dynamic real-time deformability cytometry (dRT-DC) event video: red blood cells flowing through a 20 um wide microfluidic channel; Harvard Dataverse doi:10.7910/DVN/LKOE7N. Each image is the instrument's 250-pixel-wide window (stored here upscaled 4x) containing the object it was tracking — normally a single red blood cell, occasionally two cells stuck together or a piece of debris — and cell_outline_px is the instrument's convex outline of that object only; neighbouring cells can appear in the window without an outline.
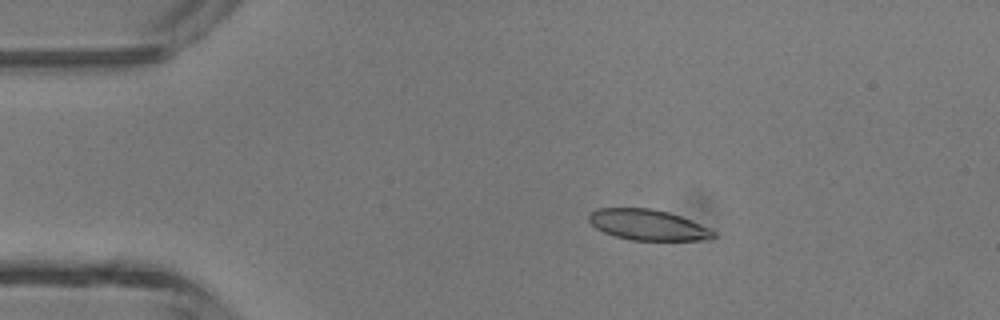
{"species": "common noctule bat (a hibernating species)", "species_latin": "Nyctalus noctula", "temperature_condition": "room temperature", "stored_images_in_passage": 3, "camera_frame_rate_fps": 3000, "um_per_image_px": 0.085, "animal": {"sex": "male", "body_mass_g": 13.3}, "frame": {"image": 1, "passage_image": 2, "time_ms": 0.333, "image_size_px": [1000, 320], "cell_outline_px": [[716, 236], [700, 240], [632, 240], [616, 236], [604, 232], [596, 228], [588, 220], [588, 212], [600, 208], [652, 208], [668, 212], [680, 216], [708, 228], [716, 232]], "centroid_in_image_um": [55.02, 19.1], "position_along_channel_um": 30.0, "area_um2": 22.08}}
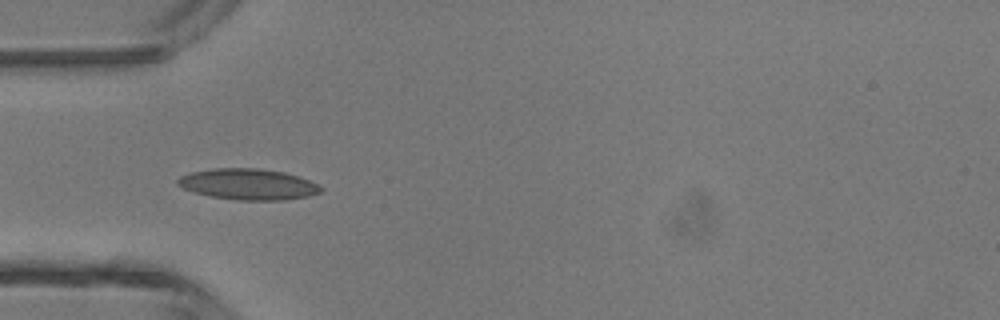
{"frame": {"image": 2, "passage_image": 3, "time_ms": 0.667, "image_size_px": [1000, 320], "cell_outline_px": [[324, 188], [320, 192], [308, 196], [284, 200], [236, 200], [212, 196], [192, 192], [176, 184], [176, 180], [180, 176], [192, 172], [212, 168], [256, 168], [284, 172], [308, 180]], "centroid_in_image_um": [21.06, 15.66], "position_along_channel_um": 63.9, "area_um2": 25.72}}